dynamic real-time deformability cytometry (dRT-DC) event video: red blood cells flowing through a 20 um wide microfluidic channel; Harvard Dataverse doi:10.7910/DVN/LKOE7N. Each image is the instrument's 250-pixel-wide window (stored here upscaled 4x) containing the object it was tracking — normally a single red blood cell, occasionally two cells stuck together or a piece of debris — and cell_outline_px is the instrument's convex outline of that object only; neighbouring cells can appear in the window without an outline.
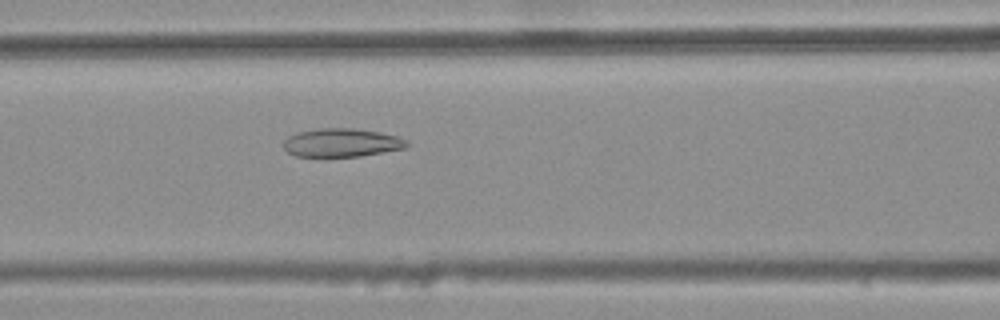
{"species": "common noctule bat (a hibernating species)", "species_latin": "Nyctalus noctula", "temperature_condition": "warm", "stored_images_in_passage": 41, "camera_frame_rate_fps": 3000, "um_per_image_px": 0.085, "animal": {"sex": "female", "body_mass_g": 25.1}, "frame": {"image": 1, "passage_image": 14, "time_ms": 4.333, "image_size_px": [1000, 320], "cell_outline_px": [[408, 148], [360, 156], [296, 156], [288, 152], [284, 148], [284, 140], [288, 136], [296, 132], [320, 128], [352, 128], [380, 132], [396, 136], [408, 140]], "centroid_in_image_um": [29.06, 12.12], "position_along_channel_um": 137.5, "area_um2": 20.46}}
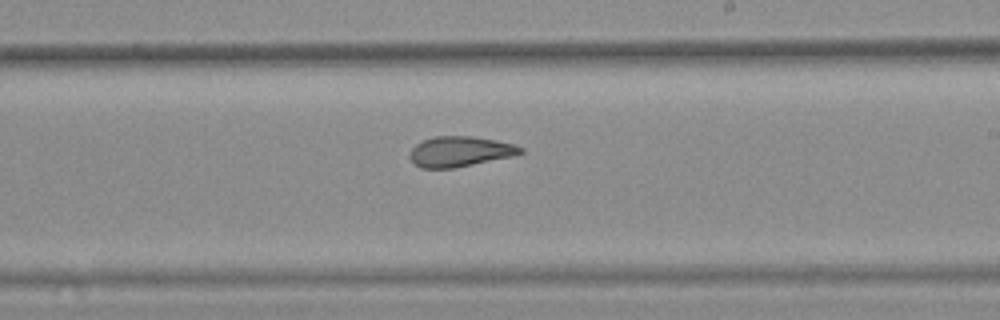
{"frame": {"image": 2, "passage_image": 23, "time_ms": 7.333, "image_size_px": [1000, 320], "cell_outline_px": [[524, 152], [512, 156], [452, 168], [420, 168], [408, 156], [412, 148], [416, 144], [424, 140], [436, 136], [472, 136], [496, 140], [512, 144], [524, 148]], "centroid_in_image_um": [39.08, 12.87], "position_along_channel_um": 249.9, "area_um2": 19.31}}
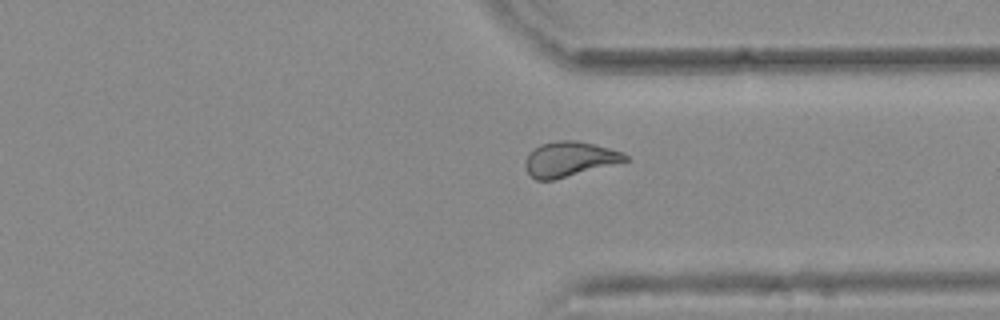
{"frame": {"image": 3, "passage_image": 32, "time_ms": 10.333, "image_size_px": [1000, 320], "cell_outline_px": [[628, 160], [552, 180], [536, 180], [528, 172], [524, 164], [528, 152], [540, 144], [556, 140], [576, 140], [624, 152], [628, 156]], "centroid_in_image_um": [48.36, 13.5], "position_along_channel_um": 363.0, "area_um2": 20.06}, "authors_computed_cell_mechanics": {"area_um2": 20.519, "velocity_mm_per_s": 3.7553, "shape_relaxation_time_tau1_ms": null, "shape_relaxation_time_tau2_ms": 2.4992, "deformation_change_tau1": null, "deformation_change_tau2": 0.1018}}